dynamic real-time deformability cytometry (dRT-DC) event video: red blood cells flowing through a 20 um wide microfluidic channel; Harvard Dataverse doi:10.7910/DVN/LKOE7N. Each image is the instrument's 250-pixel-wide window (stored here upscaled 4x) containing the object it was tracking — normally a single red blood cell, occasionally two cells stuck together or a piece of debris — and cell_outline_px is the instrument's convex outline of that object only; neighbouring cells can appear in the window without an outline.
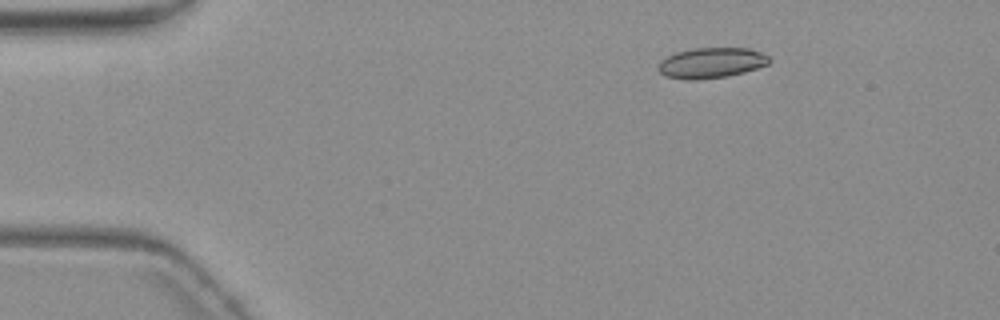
{"species": "common noctule bat (a hibernating species)", "species_latin": "Nyctalus noctula", "temperature_condition": "warm", "stored_images_in_passage": 5, "camera_frame_rate_fps": 3000, "um_per_image_px": 0.085, "animal": {"sex": "female", "body_mass_g": 19.3, "forearm_length_mm": 54.1}, "frame": {"image": 1, "passage_image": 2, "time_ms": 1.333, "image_size_px": [1000, 320], "cell_outline_px": [[772, 60], [768, 64], [744, 72], [728, 76], [696, 80], [684, 80], [664, 76], [656, 68], [660, 60], [676, 52], [692, 48], [748, 48], [760, 52], [768, 56]], "centroid_in_image_um": [60.42, 5.35], "position_along_channel_um": 24.6, "area_um2": 19.88}}
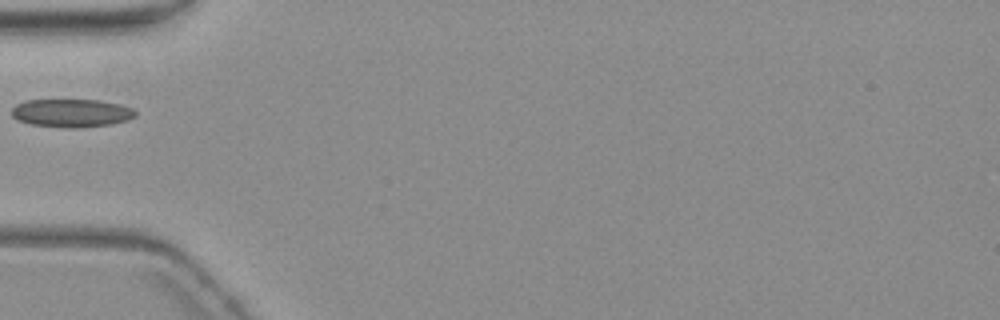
{"frame": {"image": 2, "passage_image": 5, "time_ms": 5.0, "image_size_px": [1000, 320], "cell_outline_px": [[136, 116], [128, 120], [112, 124], [72, 128], [32, 124], [16, 120], [12, 116], [12, 108], [16, 104], [24, 100], [96, 100], [120, 104], [136, 108]], "centroid_in_image_um": [6.1, 9.6], "position_along_channel_um": 78.9, "area_um2": 20.35}}